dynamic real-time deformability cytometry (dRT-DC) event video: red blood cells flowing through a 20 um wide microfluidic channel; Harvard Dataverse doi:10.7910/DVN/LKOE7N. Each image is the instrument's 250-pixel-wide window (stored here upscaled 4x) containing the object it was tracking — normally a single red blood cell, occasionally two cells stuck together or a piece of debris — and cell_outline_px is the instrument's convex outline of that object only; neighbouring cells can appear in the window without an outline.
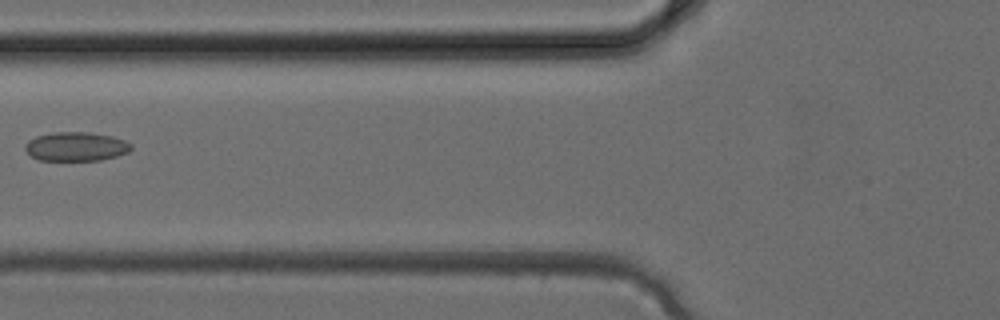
{"species": "common noctule bat (a hibernating species)", "species_latin": "Nyctalus noctula", "temperature_condition": "cold", "stored_images_in_passage": 2, "camera_frame_rate_fps": 3000, "um_per_image_px": 0.085, "animal": {"sex": "female", "body_mass_g": 24.6, "forearm_length_mm": 56.2}, "frame": {"image": 1, "passage_image": 2, "time_ms": 0.333, "image_size_px": [1000, 320], "cell_outline_px": [[132, 148], [128, 152], [116, 156], [100, 160], [40, 160], [32, 156], [24, 148], [24, 144], [28, 140], [36, 136], [56, 132], [88, 132], [112, 136], [124, 140], [132, 144]], "centroid_in_image_um": [6.46, 12.45], "position_along_channel_um": 119.3, "area_um2": 17.86}}